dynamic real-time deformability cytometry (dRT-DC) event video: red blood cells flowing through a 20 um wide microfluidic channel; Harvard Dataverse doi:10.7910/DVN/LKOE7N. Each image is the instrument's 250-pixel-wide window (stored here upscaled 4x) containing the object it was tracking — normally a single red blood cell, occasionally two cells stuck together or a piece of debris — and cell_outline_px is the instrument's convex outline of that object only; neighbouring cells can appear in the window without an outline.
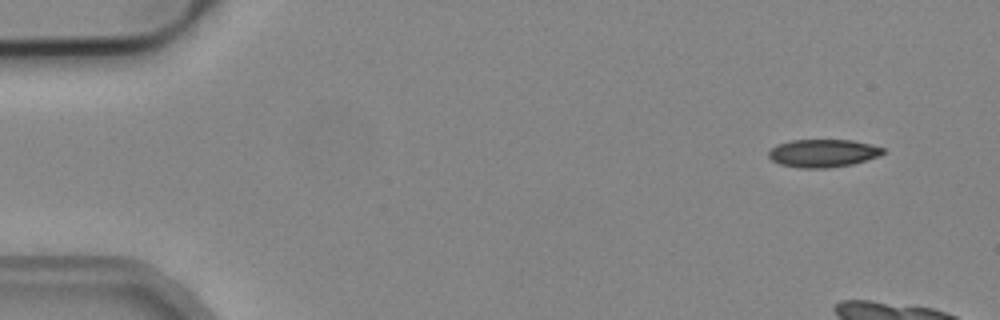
{"species": "common noctule bat (a hibernating species)", "species_latin": "Nyctalus noctula", "temperature_condition": "cold", "stored_images_in_passage": 6, "camera_frame_rate_fps": 3000, "um_per_image_px": 0.085, "animal": {"sex": "male", "body_mass_g": 19.2, "forearm_length_mm": 51.8}, "frame": {"image": 1, "passage_image": 1, "time_ms": 0.0, "image_size_px": [1000, 320], "cell_outline_px": [[884, 152], [880, 156], [852, 164], [828, 168], [800, 168], [780, 164], [772, 160], [768, 156], [768, 152], [776, 144], [788, 140], [852, 140], [884, 148]], "centroid_in_image_um": [69.92, 13.02], "position_along_channel_um": 15.1, "area_um2": 18.61}}